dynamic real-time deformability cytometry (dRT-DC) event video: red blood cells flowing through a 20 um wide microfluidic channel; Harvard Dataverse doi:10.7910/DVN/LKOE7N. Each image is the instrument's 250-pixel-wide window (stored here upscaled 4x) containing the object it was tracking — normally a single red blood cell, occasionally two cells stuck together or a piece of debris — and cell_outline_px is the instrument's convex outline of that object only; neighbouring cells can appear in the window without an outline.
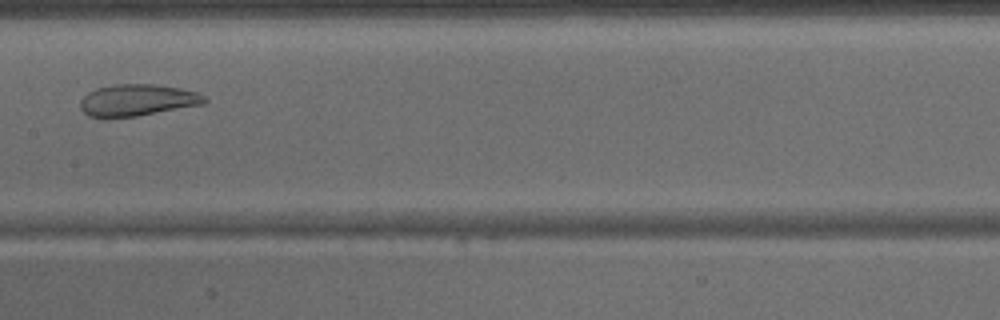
{"species": "common noctule bat (a hibernating species)", "species_latin": "Nyctalus noctula", "temperature_condition": "warm", "stored_images_in_passage": 34, "camera_frame_rate_fps": 3000, "um_per_image_px": 0.085, "animal": {"sex": "male", "body_mass_g": 15.6}, "frame": {"image": 1, "passage_image": 12, "time_ms": 3.667, "image_size_px": [1000, 320], "cell_outline_px": [[208, 100], [204, 104], [136, 116], [104, 120], [88, 116], [80, 108], [80, 100], [88, 92], [96, 88], [116, 84], [156, 84], [180, 88], [196, 92], [204, 96]], "centroid_in_image_um": [11.62, 8.53], "position_along_channel_um": 195.8, "area_um2": 23.35}}
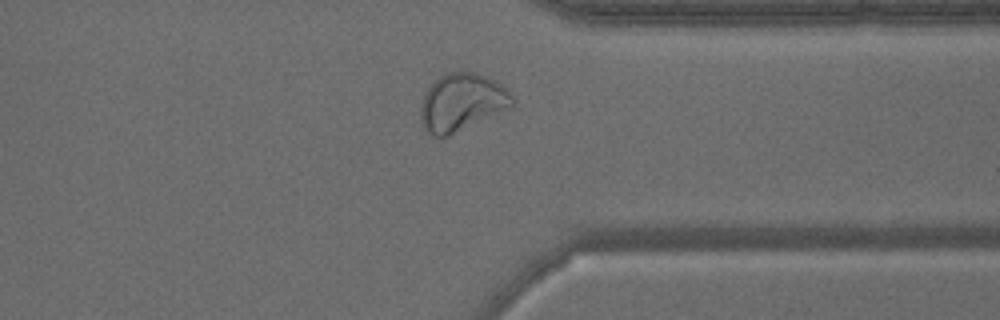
{"frame": {"image": 2, "passage_image": 24, "time_ms": 7.667, "image_size_px": [1000, 320], "cell_outline_px": [[516, 104], [512, 108], [448, 136], [436, 136], [428, 132], [420, 124], [420, 104], [424, 92], [432, 80], [444, 72], [472, 72], [488, 76], [500, 84], [516, 100]], "centroid_in_image_um": [39.24, 8.68], "position_along_channel_um": 372.2, "area_um2": 31.33}}
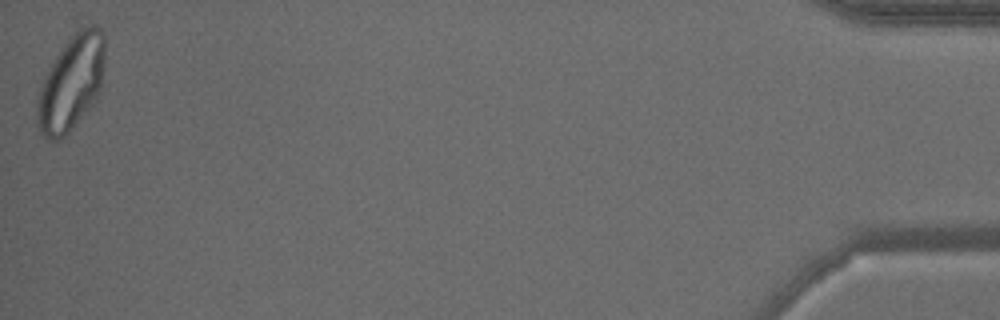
{"frame": {"image": 3, "passage_image": 34, "time_ms": 11.0, "image_size_px": [1000, 320], "cell_outline_px": [[104, 68], [100, 92], [88, 108], [68, 132], [60, 140], [48, 140], [40, 132], [36, 120], [36, 100], [44, 76], [48, 68], [60, 48], [80, 28], [92, 24], [100, 28], [104, 32]], "centroid_in_image_um": [6.04, 7.03], "position_along_channel_um": 429.2, "area_um2": 37.51}}